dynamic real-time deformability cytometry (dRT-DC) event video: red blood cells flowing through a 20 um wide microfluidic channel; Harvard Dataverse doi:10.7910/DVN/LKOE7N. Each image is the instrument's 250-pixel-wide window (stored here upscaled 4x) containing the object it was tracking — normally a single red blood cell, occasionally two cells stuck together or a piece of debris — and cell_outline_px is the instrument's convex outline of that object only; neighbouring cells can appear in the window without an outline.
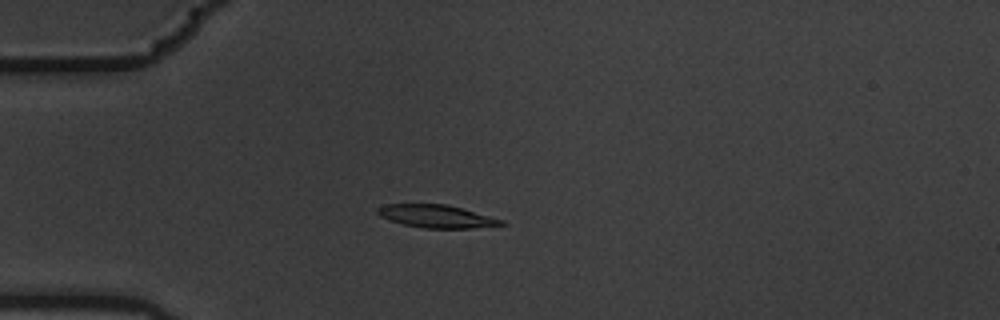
{"species": "common noctule bat (a hibernating species)", "species_latin": "Nyctalus noctula", "temperature_condition": "warm", "stored_images_in_passage": 10, "camera_frame_rate_fps": 3000, "um_per_image_px": 0.085, "animal": {"sex": "male", "body_mass_g": 19.5, "forearm_length_mm": 54.6}, "frame": {"image": 1, "passage_image": 4, "time_ms": 1.0, "image_size_px": [1000, 320], "cell_outline_px": [[508, 224], [472, 228], [424, 228], [404, 224], [380, 216], [376, 212], [376, 208], [384, 204], [448, 204], [504, 220]], "centroid_in_image_um": [37.12, 18.38], "position_along_channel_um": 47.9, "area_um2": 16.42}}
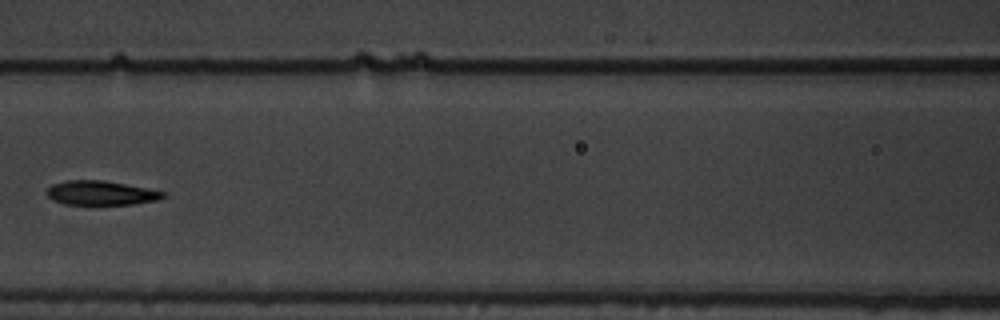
{"frame": {"image": 2, "passage_image": 7, "time_ms": 2.0, "image_size_px": [1000, 320], "cell_outline_px": [[164, 196], [156, 200], [132, 204], [64, 204], [52, 200], [44, 192], [52, 184], [68, 180], [104, 180], [164, 192]], "centroid_in_image_um": [8.49, 16.4], "position_along_channel_um": 158.1, "area_um2": 16.18}}
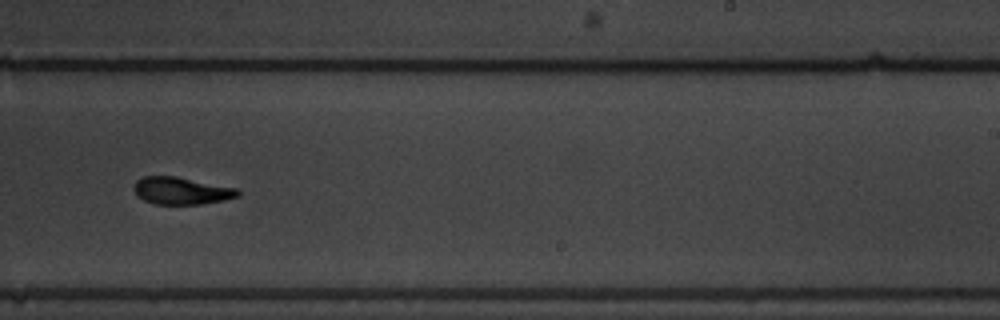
{"frame": {"image": 3, "passage_image": 10, "time_ms": 3.0, "image_size_px": [1000, 320], "cell_outline_px": [[240, 196], [224, 200], [200, 204], [156, 204], [144, 200], [136, 196], [132, 188], [136, 180], [144, 176], [176, 176], [236, 188], [240, 192]], "centroid_in_image_um": [15.38, 16.21], "position_along_channel_um": 273.6, "area_um2": 16.59}}